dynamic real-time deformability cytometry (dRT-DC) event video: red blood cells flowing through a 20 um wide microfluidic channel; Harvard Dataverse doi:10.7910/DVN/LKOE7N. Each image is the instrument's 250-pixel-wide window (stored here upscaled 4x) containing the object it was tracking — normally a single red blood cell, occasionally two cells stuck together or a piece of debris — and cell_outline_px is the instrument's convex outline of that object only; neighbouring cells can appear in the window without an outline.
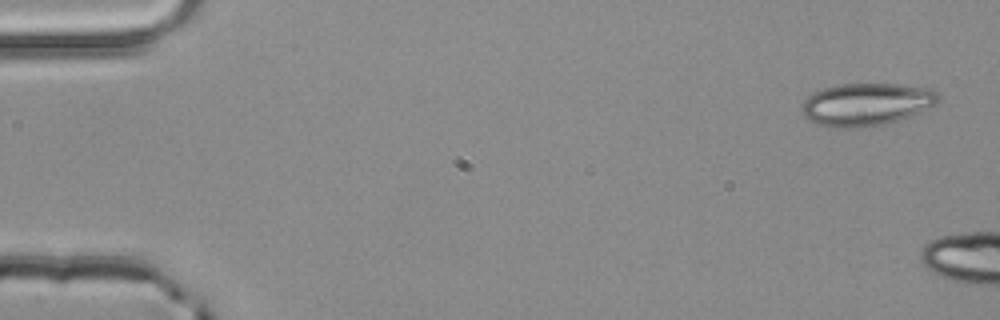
{"species": "common noctule bat (a hibernating species)", "species_latin": "Nyctalus noctula", "temperature_condition": "room temperature", "stored_images_in_passage": 4, "camera_frame_rate_fps": 3000, "um_per_image_px": 0.085, "animal": {"sex": "male", "body_mass_g": 20.4}, "frame": {"image": 1, "passage_image": 1, "time_ms": 0.0, "image_size_px": [1000, 320], "cell_outline_px": [[940, 100], [936, 104], [908, 116], [884, 124], [860, 128], [832, 128], [816, 124], [808, 120], [804, 116], [800, 108], [800, 104], [812, 92], [836, 84], [904, 84], [928, 88], [936, 92], [940, 96]], "centroid_in_image_um": [73.57, 8.87], "position_along_channel_um": 11.4, "area_um2": 34.16}}